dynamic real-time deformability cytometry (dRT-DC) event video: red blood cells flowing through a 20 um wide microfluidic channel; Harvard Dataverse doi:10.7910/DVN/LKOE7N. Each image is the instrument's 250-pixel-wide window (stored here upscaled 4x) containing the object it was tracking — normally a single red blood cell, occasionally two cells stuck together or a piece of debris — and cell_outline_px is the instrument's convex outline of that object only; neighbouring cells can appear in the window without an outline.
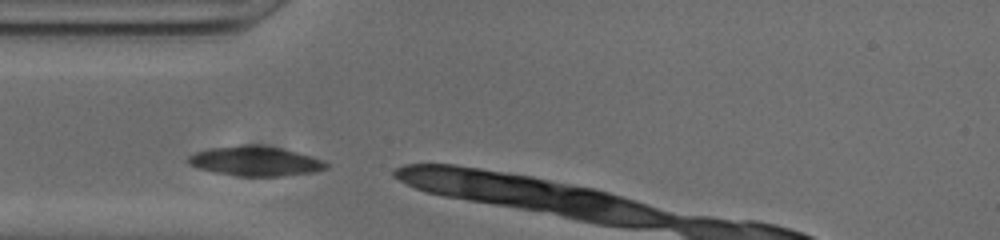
{"species": "common noctule bat (a hibernating species)", "species_latin": "Nyctalus noctula", "temperature_condition": "cold", "stored_images_in_passage": 4, "camera_frame_rate_fps": 3000, "um_per_image_px": 0.085, "animal": {"sex": "male", "body_mass_g": 20.0, "forearm_length_mm": 53.3}, "frame": {"image": 1, "passage_image": 1, "time_ms": 0.0, "image_size_px": [1000, 240], "cell_outline_px": [[328, 168], [312, 172], [284, 176], [236, 176], [212, 172], [188, 164], [188, 156], [196, 152], [208, 148], [244, 144], [252, 144], [280, 148], [296, 152], [324, 160], [328, 164]], "centroid_in_image_um": [21.68, 13.7], "position_along_channel_um": 63.3, "area_um2": 23.87}}